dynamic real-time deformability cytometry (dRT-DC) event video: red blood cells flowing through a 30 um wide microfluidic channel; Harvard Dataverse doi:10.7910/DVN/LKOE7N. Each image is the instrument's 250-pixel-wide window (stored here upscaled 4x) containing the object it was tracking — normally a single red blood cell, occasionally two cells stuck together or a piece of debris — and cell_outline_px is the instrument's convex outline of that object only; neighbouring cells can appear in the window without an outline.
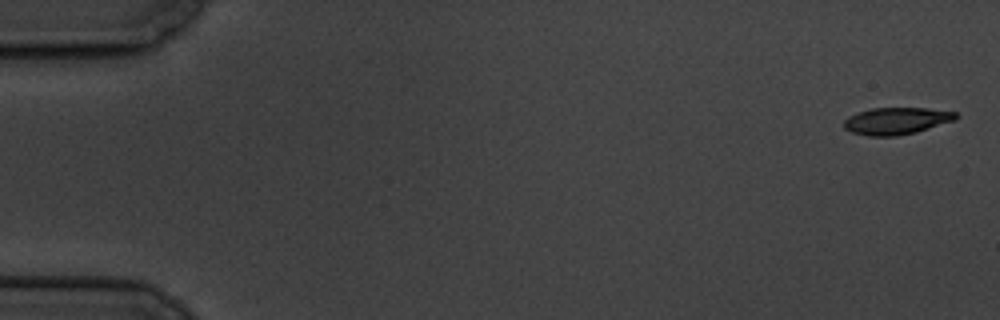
{"species": "common noctule bat (a hibernating species)", "species_latin": "Nyctalus noctula", "temperature_condition": "cold", "stored_images_in_passage": 7, "camera_frame_rate_fps": 3000, "um_per_image_px": 0.085, "animal": {"sex": "male", "body_mass_g": 19.5, "forearm_length_mm": 54.6}, "frame": {"image": 1, "passage_image": 1, "time_ms": 0.0, "image_size_px": [1000, 320], "cell_outline_px": [[960, 116], [956, 120], [916, 132], [896, 136], [868, 136], [852, 132], [844, 128], [844, 120], [848, 116], [872, 108], [928, 108], [956, 112]], "centroid_in_image_um": [76.23, 10.27], "position_along_channel_um": 8.8, "area_um2": 17.63}}
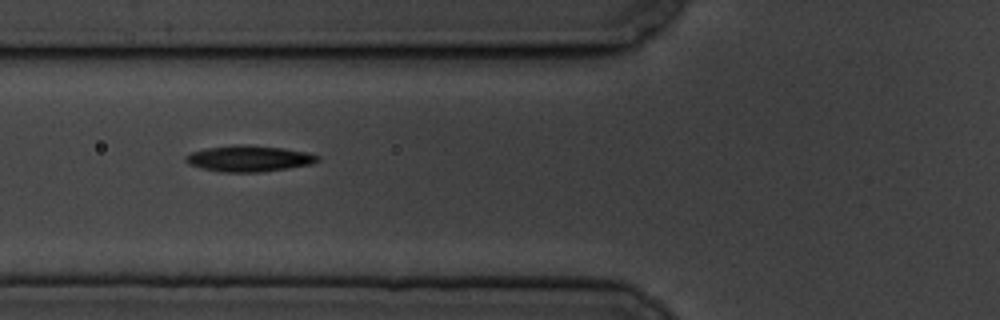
{"frame": {"image": 2, "passage_image": 6, "time_ms": 7.0, "image_size_px": [1000, 320], "cell_outline_px": [[320, 160], [312, 164], [260, 172], [224, 172], [204, 168], [188, 164], [184, 160], [184, 156], [192, 152], [208, 148], [240, 144], [244, 144], [284, 148], [308, 152], [320, 156]], "centroid_in_image_um": [21.19, 13.47], "position_along_channel_um": 104.6, "area_um2": 19.94}}
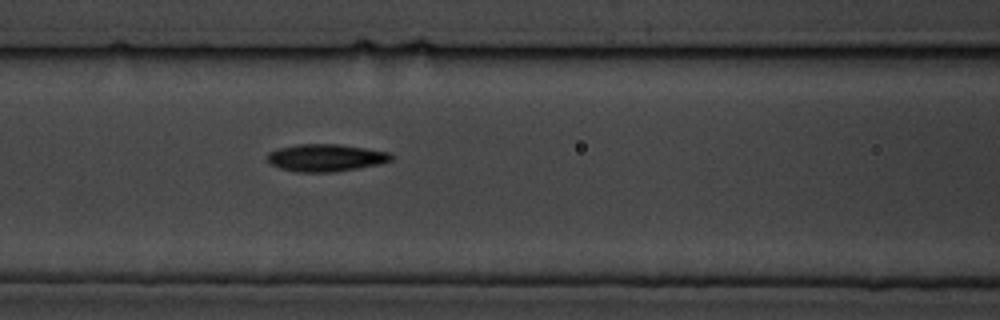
{"frame": {"image": 3, "passage_image": 7, "time_ms": 8.0, "image_size_px": [1000, 320], "cell_outline_px": [[392, 160], [376, 164], [356, 168], [332, 172], [296, 172], [280, 168], [272, 164], [268, 160], [268, 152], [276, 148], [296, 144], [340, 144], [392, 152]], "centroid_in_image_um": [27.67, 13.39], "position_along_channel_um": 138.9, "area_um2": 19.71}}